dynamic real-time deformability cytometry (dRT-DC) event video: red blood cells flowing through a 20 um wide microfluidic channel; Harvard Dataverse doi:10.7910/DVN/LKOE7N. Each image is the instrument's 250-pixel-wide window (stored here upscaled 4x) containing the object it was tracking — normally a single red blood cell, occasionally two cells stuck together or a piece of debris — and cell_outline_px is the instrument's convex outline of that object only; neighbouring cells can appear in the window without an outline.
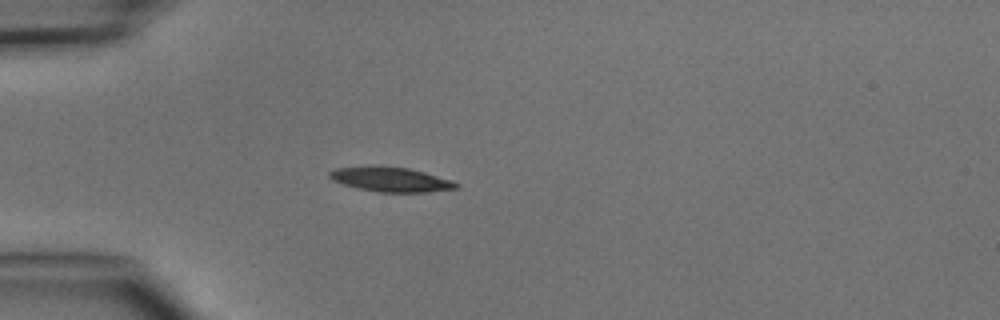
{"species": "common noctule bat (a hibernating species)", "species_latin": "Nyctalus noctula", "temperature_condition": "cold", "stored_images_in_passage": 3, "camera_frame_rate_fps": 3000, "um_per_image_px": 0.085, "animal": {"sex": "male", "body_mass_g": 15.6}, "frame": {"image": 1, "passage_image": 3, "time_ms": 2.333, "image_size_px": [1000, 320], "cell_outline_px": [[460, 188], [428, 192], [376, 192], [356, 188], [332, 180], [328, 176], [328, 172], [332, 168], [372, 164], [380, 164], [408, 168], [424, 172], [452, 180], [460, 184]], "centroid_in_image_um": [33.16, 15.22], "position_along_channel_um": 51.8, "area_um2": 18.84}}